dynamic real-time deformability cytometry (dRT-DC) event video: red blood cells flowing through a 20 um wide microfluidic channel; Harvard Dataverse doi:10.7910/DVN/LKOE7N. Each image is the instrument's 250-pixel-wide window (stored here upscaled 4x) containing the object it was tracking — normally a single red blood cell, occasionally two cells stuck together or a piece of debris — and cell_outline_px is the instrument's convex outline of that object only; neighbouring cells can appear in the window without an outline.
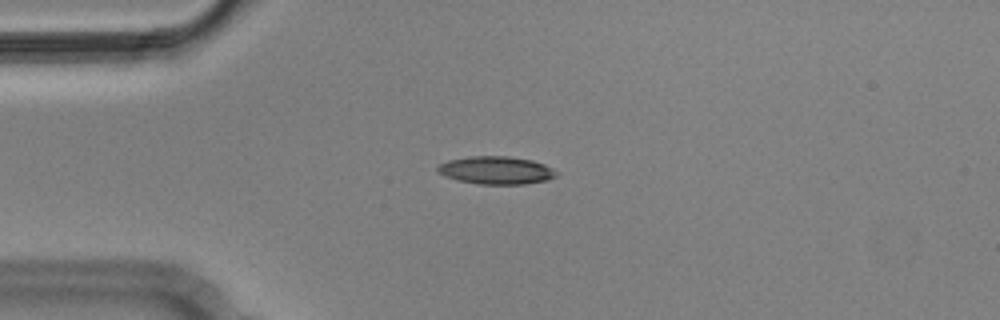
{"species": "Egyptian fruit bat (a non-hibernating species)", "species_latin": "Rousettus aegyptiacus", "temperature_condition": "cold", "stored_images_in_passage": 3, "camera_frame_rate_fps": 3000, "um_per_image_px": 0.085, "animal": {"sex": "male"}, "frame": {"image": 1, "passage_image": 3, "time_ms": 0.667, "image_size_px": [1000, 320], "cell_outline_px": [[560, 172], [556, 176], [548, 180], [524, 184], [480, 184], [460, 180], [444, 176], [436, 168], [440, 164], [448, 160], [468, 156], [508, 156], [532, 160], [544, 164]], "centroid_in_image_um": [42.21, 14.47], "position_along_channel_um": 42.8, "area_um2": 19.25}}